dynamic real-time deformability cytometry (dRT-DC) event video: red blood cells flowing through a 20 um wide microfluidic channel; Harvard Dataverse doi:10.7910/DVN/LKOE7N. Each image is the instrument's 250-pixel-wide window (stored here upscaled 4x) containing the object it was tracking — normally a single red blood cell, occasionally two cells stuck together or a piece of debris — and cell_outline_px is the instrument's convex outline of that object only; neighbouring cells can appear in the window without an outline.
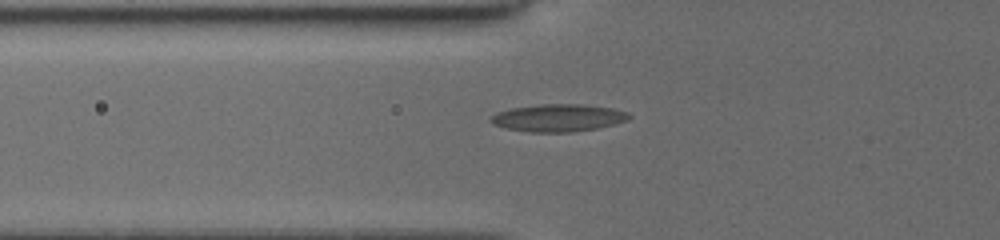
{"species": "common noctule bat (a hibernating species)", "species_latin": "Nyctalus noctula", "temperature_condition": "cold", "stored_images_in_passage": 29, "camera_frame_rate_fps": 3000, "um_per_image_px": 0.085, "animal": {"sex": "female", "body_mass_g": 19.5, "forearm_length_mm": 54.1}, "frame": {"image": 1, "passage_image": 2, "time_ms": 0.333, "image_size_px": [1000, 240], "cell_outline_px": [[632, 116], [628, 120], [596, 128], [572, 132], [532, 132], [508, 128], [492, 124], [488, 120], [496, 112], [512, 108], [540, 104], [584, 104], [612, 108], [628, 112]], "centroid_in_image_um": [47.45, 10.01], "position_along_channel_um": 78.3, "area_um2": 22.02}}
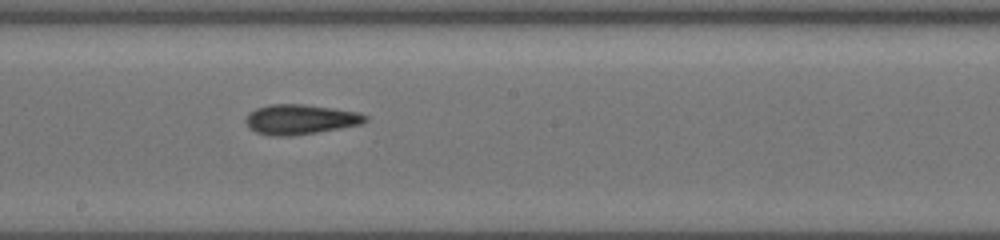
{"frame": {"image": 2, "passage_image": 15, "time_ms": 4.0, "image_size_px": [1000, 240], "cell_outline_px": [[368, 120], [360, 124], [316, 132], [292, 136], [272, 136], [256, 132], [248, 128], [244, 120], [248, 112], [256, 108], [268, 104], [304, 104], [360, 112], [368, 116]], "centroid_in_image_um": [25.48, 10.14], "position_along_channel_um": 222.7, "area_um2": 20.98}}
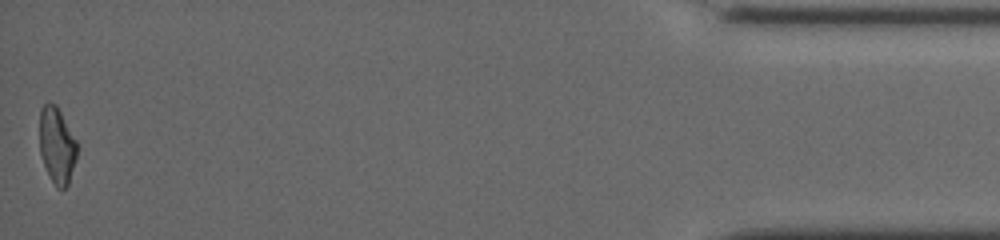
{"frame": {"image": 3, "passage_image": 29, "time_ms": 10.333, "image_size_px": [1000, 240], "cell_outline_px": [[76, 156], [68, 184], [64, 188], [56, 188], [44, 164], [40, 152], [40, 108], [48, 100], [56, 104], [76, 140]], "centroid_in_image_um": [4.82, 12.3], "position_along_channel_um": 430.4, "area_um2": 16.36}, "authors_computed_cell_mechanics": {"area_um2": 19.652, "velocity_mm_per_s": 3.9566, "shape_relaxation_time_tau1_ms": 7.2509, "shape_relaxation_time_tau2_ms": 2.8532, "deformation_change_tau1": 0.2176, "deformation_change_tau2": 0.1243}}